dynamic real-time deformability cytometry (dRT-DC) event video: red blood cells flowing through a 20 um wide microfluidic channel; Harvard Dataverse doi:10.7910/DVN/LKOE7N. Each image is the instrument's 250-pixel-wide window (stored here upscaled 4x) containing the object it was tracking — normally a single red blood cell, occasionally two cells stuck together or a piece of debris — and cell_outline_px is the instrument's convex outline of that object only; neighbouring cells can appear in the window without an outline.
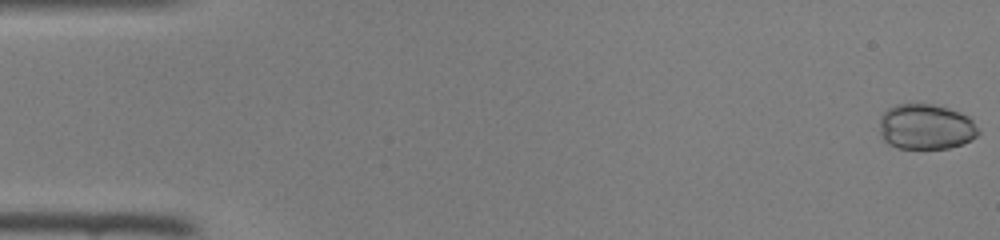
{"species": "common noctule bat (a hibernating species)", "species_latin": "Nyctalus noctula", "temperature_condition": "room temperature", "stored_images_in_passage": 47, "camera_frame_rate_fps": 3000, "um_per_image_px": 0.085, "animal": {"sex": "female", "body_mass_g": 22.0, "forearm_length_mm": 56.7}, "frame": {"image": 1, "passage_image": 1, "time_ms": 0.0, "image_size_px": [1000, 240], "cell_outline_px": [[980, 132], [972, 140], [948, 148], [896, 148], [888, 144], [880, 136], [880, 116], [888, 108], [896, 104], [932, 104], [948, 108], [960, 112], [968, 116], [980, 128]], "centroid_in_image_um": [78.7, 10.77], "position_along_channel_um": 6.3, "area_um2": 26.36}}
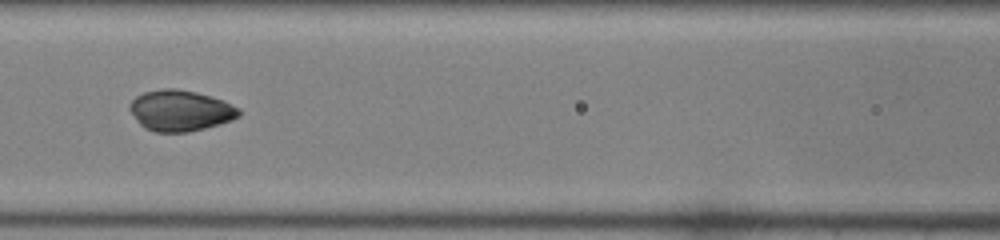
{"frame": {"image": 2, "passage_image": 21, "time_ms": 6.667, "image_size_px": [1000, 240], "cell_outline_px": [[240, 116], [232, 120], [220, 124], [188, 132], [156, 132], [144, 128], [136, 120], [128, 108], [128, 104], [136, 96], [144, 92], [164, 88], [176, 88], [196, 92], [224, 100], [240, 108]], "centroid_in_image_um": [15.33, 9.4], "position_along_channel_um": 151.3, "area_um2": 26.24}}
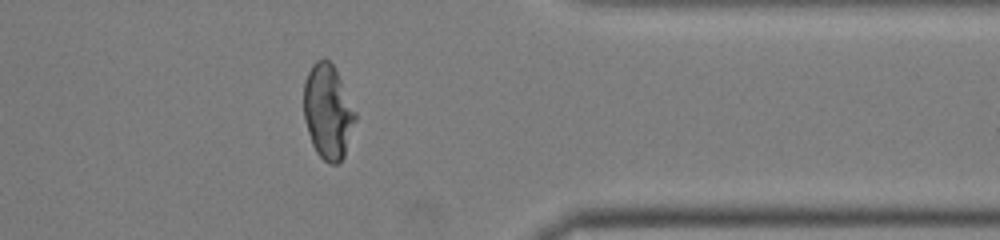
{"frame": {"image": 3, "passage_image": 38, "time_ms": 12.333, "image_size_px": [1000, 240], "cell_outline_px": [[356, 120], [344, 156], [336, 164], [328, 164], [316, 152], [312, 144], [304, 120], [304, 80], [312, 64], [316, 60], [324, 56], [332, 64], [356, 112]], "centroid_in_image_um": [27.85, 9.49], "position_along_channel_um": 383.5, "area_um2": 28.26}}